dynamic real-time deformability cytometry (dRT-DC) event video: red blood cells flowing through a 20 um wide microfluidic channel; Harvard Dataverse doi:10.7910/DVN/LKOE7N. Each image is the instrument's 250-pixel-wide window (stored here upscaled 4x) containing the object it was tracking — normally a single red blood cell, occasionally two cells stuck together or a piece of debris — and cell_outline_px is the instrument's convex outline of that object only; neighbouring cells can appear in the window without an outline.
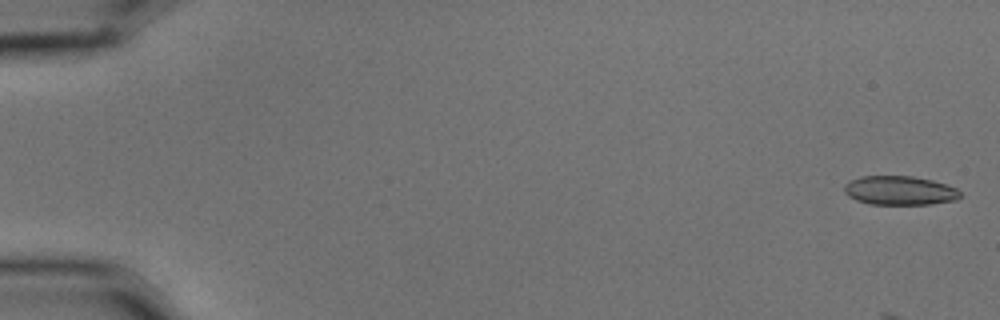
{"species": "common noctule bat (a hibernating species)", "species_latin": "Nyctalus noctula", "temperature_condition": "cold", "stored_images_in_passage": 7, "camera_frame_rate_fps": 3000, "um_per_image_px": 0.085, "animal": {"sex": "male", "body_mass_g": 15.6}, "frame": {"image": 1, "passage_image": 1, "time_ms": 0.0, "image_size_px": [1000, 320], "cell_outline_px": [[960, 196], [956, 200], [932, 204], [868, 204], [856, 200], [848, 196], [844, 192], [844, 184], [848, 180], [860, 176], [912, 176], [932, 180], [956, 188], [960, 192]], "centroid_in_image_um": [76.43, 16.19], "position_along_channel_um": 8.6, "area_um2": 19.71}}